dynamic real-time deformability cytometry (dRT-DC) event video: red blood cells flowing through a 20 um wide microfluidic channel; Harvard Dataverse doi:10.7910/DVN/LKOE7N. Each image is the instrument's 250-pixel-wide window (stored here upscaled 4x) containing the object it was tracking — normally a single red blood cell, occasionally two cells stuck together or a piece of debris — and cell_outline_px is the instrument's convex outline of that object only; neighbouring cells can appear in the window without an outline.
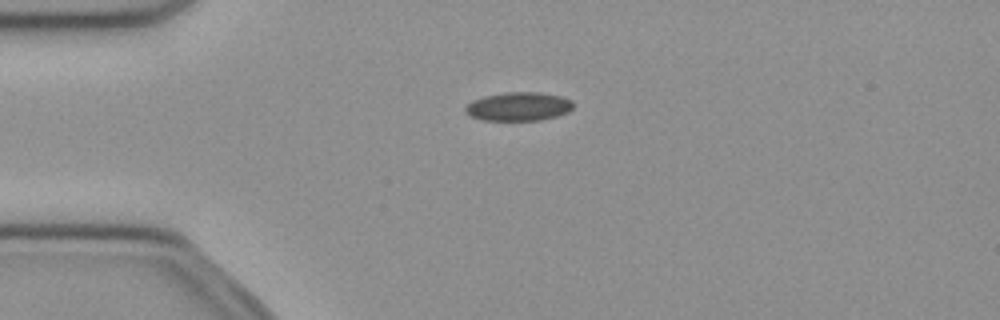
{"species": "common noctule bat (a hibernating species)", "species_latin": "Nyctalus noctula", "temperature_condition": "cold", "stored_images_in_passage": 52, "camera_frame_rate_fps": 3000, "um_per_image_px": 0.085, "animal": {"sex": "female", "body_mass_g": 21.9}, "frame": {"image": 1, "passage_image": 13, "time_ms": 4.0, "image_size_px": [1000, 320], "cell_outline_px": [[572, 108], [568, 112], [556, 116], [540, 120], [484, 120], [472, 116], [464, 112], [464, 108], [472, 100], [484, 96], [504, 92], [540, 92], [560, 96], [572, 100]], "centroid_in_image_um": [44.07, 9.04], "position_along_channel_um": 40.9, "area_um2": 17.98}}
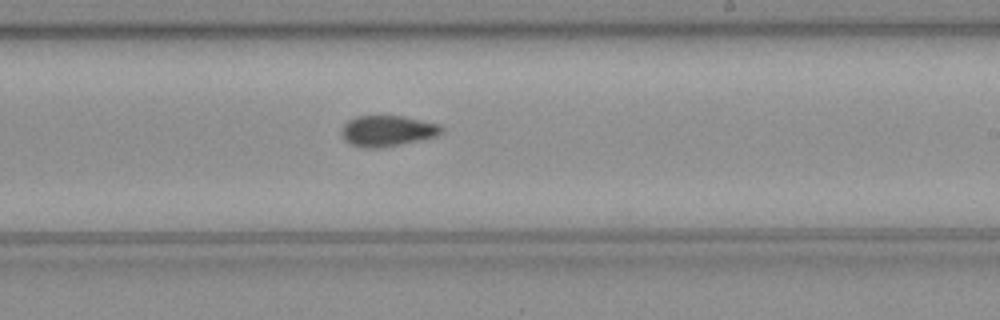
{"frame": {"image": 2, "passage_image": 31, "time_ms": 10.0, "image_size_px": [1000, 320], "cell_outline_px": [[444, 128], [436, 136], [380, 148], [364, 148], [352, 144], [344, 140], [340, 136], [340, 132], [344, 124], [348, 120], [356, 116], [404, 116], [440, 124]], "centroid_in_image_um": [32.88, 11.11], "position_along_channel_um": 256.1, "area_um2": 17.92}}
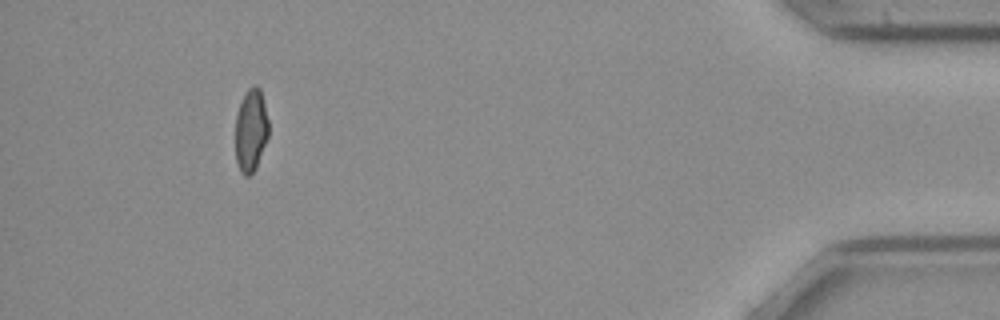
{"frame": {"image": 3, "passage_image": 48, "time_ms": 15.667, "image_size_px": [1000, 320], "cell_outline_px": [[268, 136], [256, 168], [248, 176], [244, 176], [240, 172], [236, 160], [236, 116], [240, 104], [248, 88], [252, 84], [256, 84], [260, 88], [268, 120]], "centroid_in_image_um": [21.33, 11.08], "position_along_channel_um": 413.9, "area_um2": 15.9}, "authors_computed_cell_mechanics": {"area_um2": 17.5134, "velocity_mm_per_s": 3.9929, "shape_relaxation_time_tau1_ms": null, "shape_relaxation_time_tau2_ms": 4.2889, "deformation_change_tau1": null, "deformation_change_tau2": 0.0657}}